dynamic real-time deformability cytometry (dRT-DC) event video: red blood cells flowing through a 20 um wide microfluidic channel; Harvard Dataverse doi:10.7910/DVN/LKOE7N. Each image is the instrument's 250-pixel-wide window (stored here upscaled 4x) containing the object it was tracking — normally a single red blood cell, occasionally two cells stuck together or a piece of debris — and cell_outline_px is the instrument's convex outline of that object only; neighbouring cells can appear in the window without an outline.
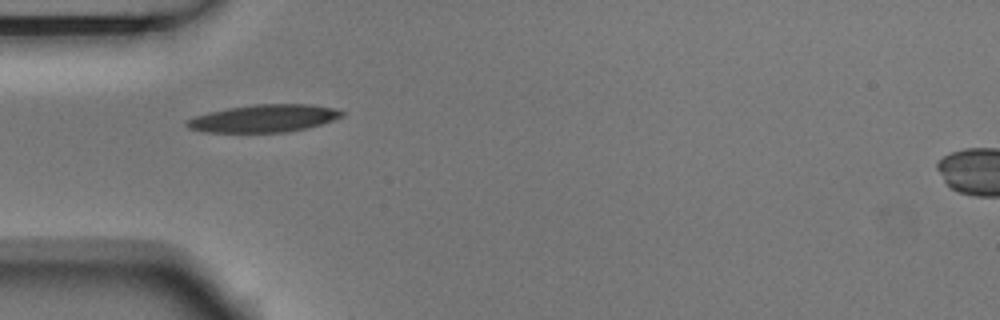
{"species": "Egyptian fruit bat (a non-hibernating species)", "species_latin": "Rousettus aegyptiacus", "temperature_condition": "room temperature", "stored_images_in_passage": 5, "camera_frame_rate_fps": 3000, "um_per_image_px": 0.085, "animal": {"sex": "male"}, "frame": {"image": 1, "passage_image": 1, "time_ms": 0.0, "image_size_px": [1000, 320], "cell_outline_px": [[344, 116], [308, 128], [288, 132], [204, 132], [188, 128], [184, 124], [188, 120], [196, 116], [208, 112], [228, 108], [256, 104], [308, 104], [332, 108], [344, 112]], "centroid_in_image_um": [22.42, 10.07], "position_along_channel_um": 62.6, "area_um2": 24.74}}
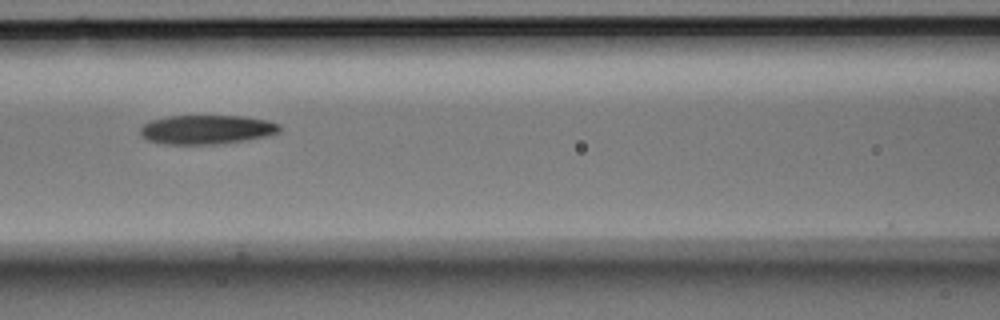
{"frame": {"image": 2, "passage_image": 3, "time_ms": 0.667, "image_size_px": [1000, 320], "cell_outline_px": [[280, 132], [264, 136], [244, 140], [216, 144], [164, 144], [148, 140], [140, 132], [140, 128], [144, 124], [152, 120], [168, 116], [244, 116], [268, 120], [280, 124]], "centroid_in_image_um": [17.58, 11.0], "position_along_channel_um": 149.0, "area_um2": 23.47}}
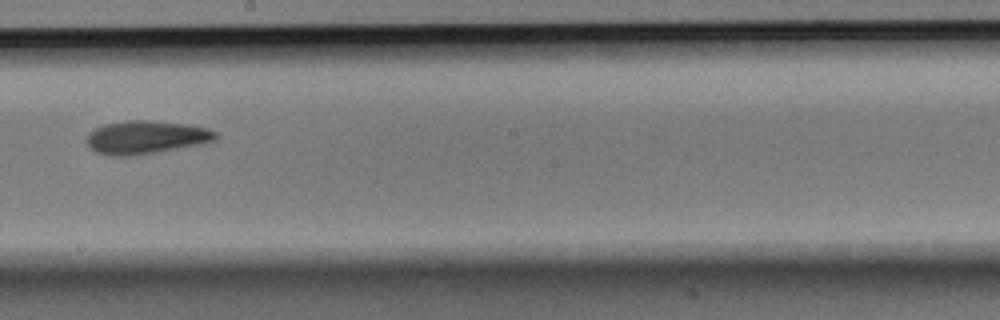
{"frame": {"image": 3, "passage_image": 5, "time_ms": 1.333, "image_size_px": [1000, 320], "cell_outline_px": [[216, 140], [200, 144], [156, 152], [132, 156], [112, 156], [96, 152], [88, 144], [88, 132], [104, 124], [128, 120], [148, 120], [184, 124], [208, 128], [216, 132]], "centroid_in_image_um": [12.4, 11.67], "position_along_channel_um": 235.8, "area_um2": 24.68}}